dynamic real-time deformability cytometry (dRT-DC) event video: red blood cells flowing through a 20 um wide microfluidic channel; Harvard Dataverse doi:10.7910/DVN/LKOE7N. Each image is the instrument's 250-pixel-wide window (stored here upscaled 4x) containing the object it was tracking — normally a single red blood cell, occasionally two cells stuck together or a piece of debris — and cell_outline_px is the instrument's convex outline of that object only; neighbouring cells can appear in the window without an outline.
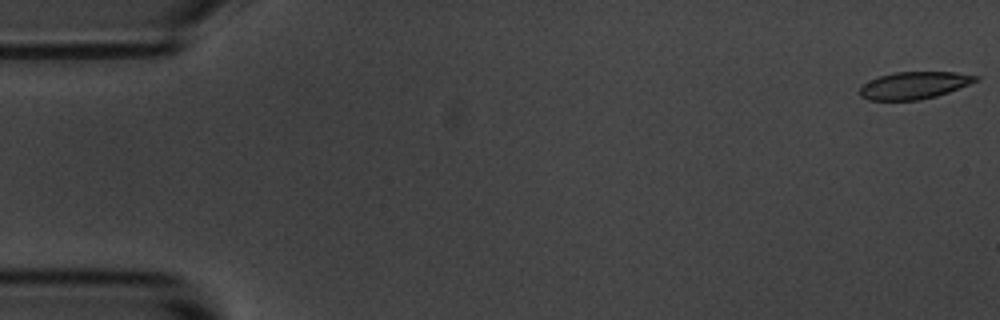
{"species": "common noctule bat (a hibernating species)", "species_latin": "Nyctalus noctula", "temperature_condition": "room temperature", "stored_images_in_passage": 4, "camera_frame_rate_fps": 3000, "um_per_image_px": 0.085, "animal": {"sex": "male", "body_mass_g": 20.1, "forearm_length_mm": 53.5}, "frame": {"image": 1, "passage_image": 1, "time_ms": 0.0, "image_size_px": [1000, 320], "cell_outline_px": [[980, 80], [948, 92], [936, 96], [920, 100], [868, 100], [860, 96], [860, 88], [864, 84], [880, 76], [896, 72], [956, 72], [980, 76]], "centroid_in_image_um": [77.74, 7.25], "position_along_channel_um": 7.3, "area_um2": 18.26}}
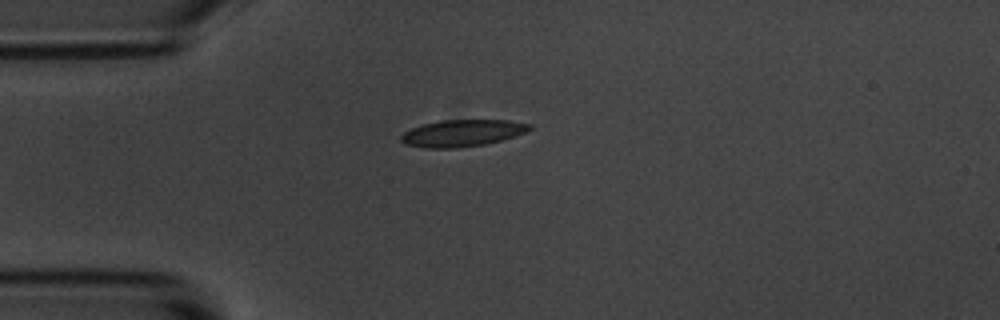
{"frame": {"image": 2, "passage_image": 4, "time_ms": 4.333, "image_size_px": [1000, 320], "cell_outline_px": [[532, 128], [524, 132], [500, 140], [484, 144], [456, 148], [424, 148], [404, 144], [400, 140], [400, 136], [404, 132], [412, 128], [424, 124], [444, 120], [508, 120], [532, 124]], "centroid_in_image_um": [39.25, 11.31], "position_along_channel_um": 45.7, "area_um2": 19.88}}